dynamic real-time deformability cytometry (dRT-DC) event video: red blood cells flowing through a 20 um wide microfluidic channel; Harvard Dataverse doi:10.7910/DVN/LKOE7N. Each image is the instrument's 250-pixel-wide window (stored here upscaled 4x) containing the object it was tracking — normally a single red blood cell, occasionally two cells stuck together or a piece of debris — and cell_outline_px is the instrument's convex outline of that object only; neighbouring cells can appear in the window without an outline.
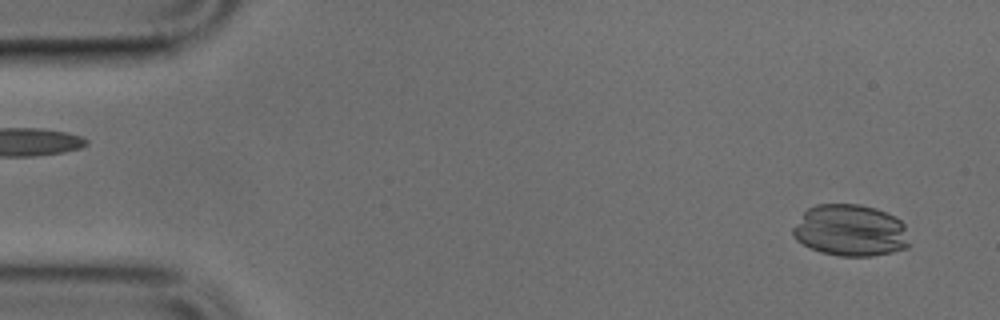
{"species": "common noctule bat (a hibernating species)", "species_latin": "Nyctalus noctula", "temperature_condition": "cold", "stored_images_in_passage": 23, "camera_frame_rate_fps": 3000, "um_per_image_px": 0.085, "animal": {"sex": "male", "body_mass_g": 17.9, "forearm_length_mm": 54.2}, "frame": {"image": 1, "passage_image": 2, "time_ms": 0.333, "image_size_px": [1000, 320], "cell_outline_px": [[908, 248], [892, 252], [872, 256], [840, 256], [820, 252], [796, 240], [792, 236], [792, 228], [804, 212], [808, 208], [816, 204], [860, 204], [876, 208], [896, 216], [904, 224], [908, 244]], "centroid_in_image_um": [72.27, 19.58], "position_along_channel_um": 12.7, "area_um2": 35.2}}
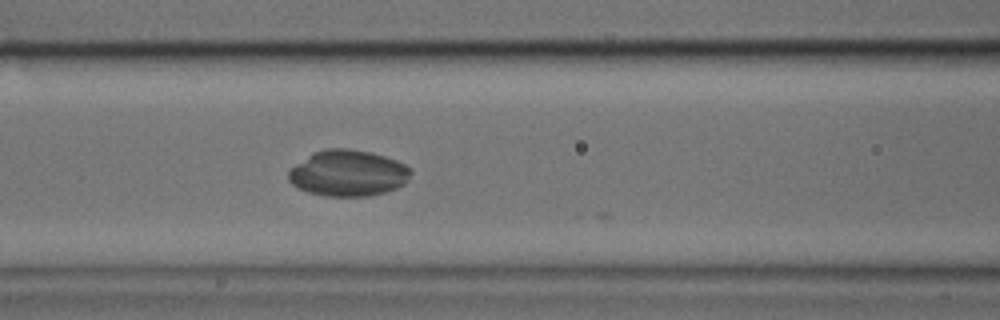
{"frame": {"image": 2, "passage_image": 19, "time_ms": 6.0, "image_size_px": [1000, 320], "cell_outline_px": [[412, 172], [408, 180], [404, 184], [396, 188], [384, 192], [368, 196], [328, 196], [308, 192], [292, 184], [288, 180], [288, 172], [296, 164], [312, 152], [324, 148], [348, 148], [372, 152], [396, 160], [412, 168]], "centroid_in_image_um": [29.6, 14.7], "position_along_channel_um": 137.0, "area_um2": 33.0}}